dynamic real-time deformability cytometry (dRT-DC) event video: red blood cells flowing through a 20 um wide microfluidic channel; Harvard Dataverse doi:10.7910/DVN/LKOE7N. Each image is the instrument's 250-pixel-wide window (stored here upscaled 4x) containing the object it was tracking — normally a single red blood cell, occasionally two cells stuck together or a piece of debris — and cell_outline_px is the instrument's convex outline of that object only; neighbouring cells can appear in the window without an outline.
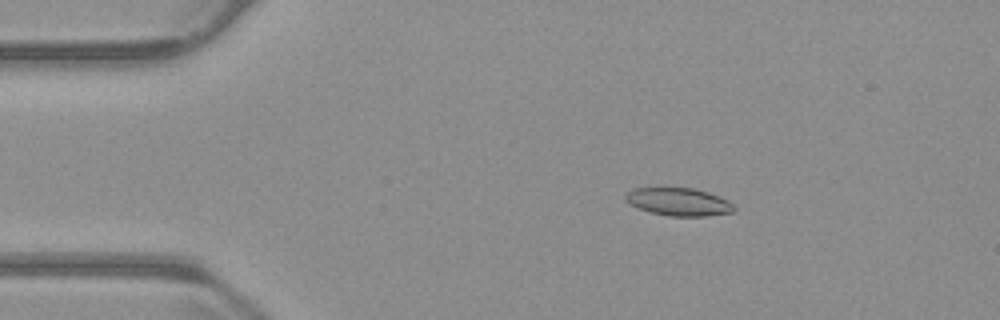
{"species": "common noctule bat (a hibernating species)", "species_latin": "Nyctalus noctula", "temperature_condition": "warm", "stored_images_in_passage": 54, "camera_frame_rate_fps": 3000, "um_per_image_px": 0.085, "animal": {"sex": "male", "body_mass_g": 23.1, "forearm_length_mm": 52.7}, "frame": {"image": 1, "passage_image": 9, "time_ms": 2.667, "image_size_px": [1000, 320], "cell_outline_px": [[736, 208], [732, 212], [708, 216], [668, 216], [652, 212], [628, 204], [624, 200], [624, 196], [628, 192], [636, 188], [692, 188], [708, 192], [720, 196], [728, 200]], "centroid_in_image_um": [57.7, 17.16], "position_along_channel_um": 27.3, "area_um2": 17.57}}
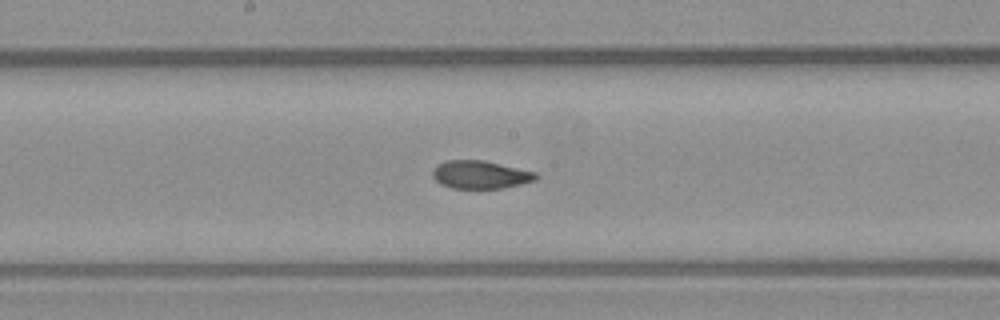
{"frame": {"image": 2, "passage_image": 28, "time_ms": 9.0, "image_size_px": [1000, 320], "cell_outline_px": [[540, 176], [536, 180], [504, 188], [452, 188], [440, 184], [432, 176], [432, 168], [436, 164], [448, 160], [484, 160], [536, 172]], "centroid_in_image_um": [40.82, 14.84], "position_along_channel_um": 207.4, "area_um2": 16.99}}
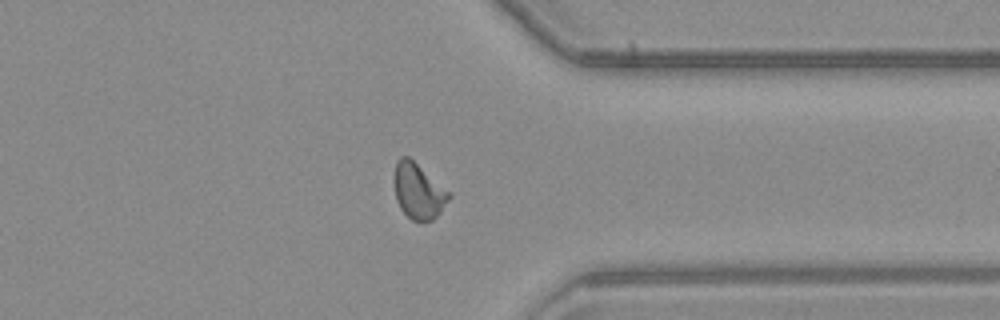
{"frame": {"image": 3, "passage_image": 42, "time_ms": 13.667, "image_size_px": [1000, 320], "cell_outline_px": [[452, 196], [440, 212], [432, 220], [412, 220], [400, 208], [396, 200], [392, 180], [392, 176], [396, 160], [400, 156], [408, 156], [452, 192]], "centroid_in_image_um": [35.54, 16.2], "position_along_channel_um": 375.9, "area_um2": 18.15}, "authors_computed_cell_mechanics": {"area_um2": 17.5712, "velocity_mm_per_s": 3.7528, "shape_relaxation_time_tau1_ms": 10.2164, "shape_relaxation_time_tau2_ms": 1.8416, "deformation_change_tau1": 0.2117, "deformation_change_tau2": 0.0663}}